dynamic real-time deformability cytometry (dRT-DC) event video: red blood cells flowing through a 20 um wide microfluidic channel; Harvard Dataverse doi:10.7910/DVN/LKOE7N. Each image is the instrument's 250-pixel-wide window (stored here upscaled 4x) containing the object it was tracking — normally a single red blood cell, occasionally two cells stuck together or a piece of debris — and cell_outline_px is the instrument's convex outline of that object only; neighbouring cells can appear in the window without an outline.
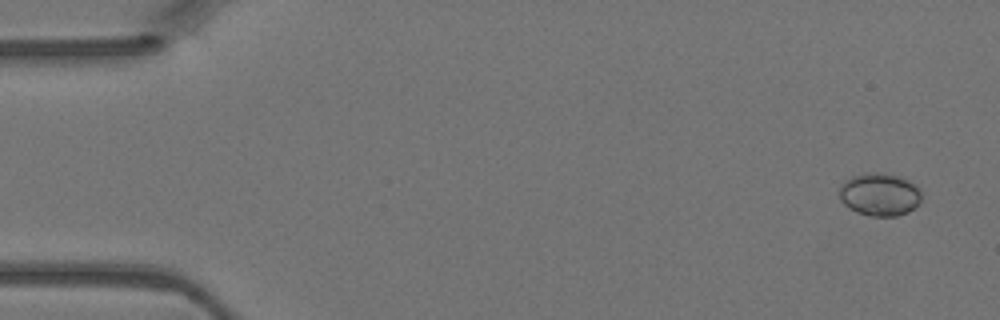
{"species": "Egyptian fruit bat (a non-hibernating species)", "species_latin": "Rousettus aegyptiacus", "temperature_condition": "warm", "stored_images_in_passage": 4, "camera_frame_rate_fps": 3000, "um_per_image_px": 0.085, "animal": {"sex": "female"}, "frame": {"image": 1, "passage_image": 1, "time_ms": 0.0, "image_size_px": [1000, 320], "cell_outline_px": [[920, 200], [908, 212], [896, 216], [868, 216], [856, 212], [848, 208], [840, 200], [840, 184], [844, 180], [852, 176], [864, 172], [876, 172], [900, 176], [916, 184], [920, 192]], "centroid_in_image_um": [74.72, 16.51], "position_along_channel_um": 10.3, "area_um2": 20.63}}
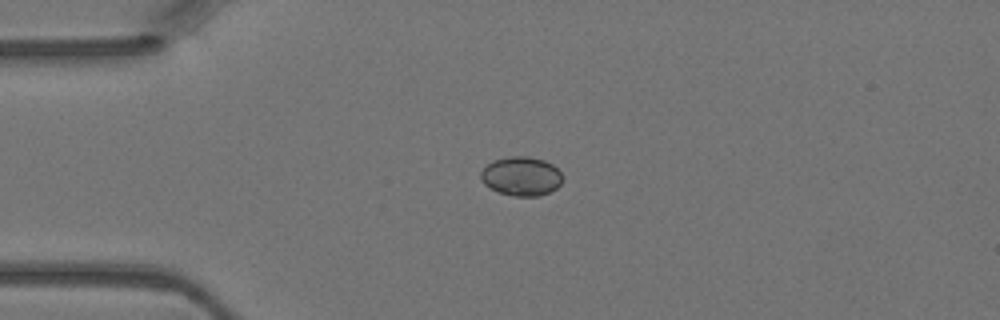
{"frame": {"image": 2, "passage_image": 3, "time_ms": 0.667, "image_size_px": [1000, 320], "cell_outline_px": [[560, 184], [556, 188], [540, 196], [512, 196], [500, 192], [484, 184], [480, 180], [480, 172], [492, 160], [508, 156], [528, 156], [544, 160], [552, 164], [560, 172]], "centroid_in_image_um": [44.28, 14.97], "position_along_channel_um": 40.7, "area_um2": 18.5}}
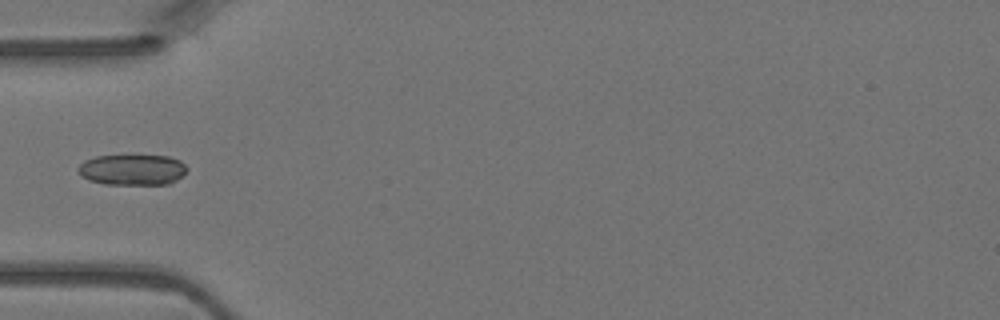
{"frame": {"image": 3, "passage_image": 4, "time_ms": 1.0, "image_size_px": [1000, 320], "cell_outline_px": [[188, 168], [176, 180], [168, 184], [104, 184], [88, 180], [80, 176], [76, 168], [84, 160], [96, 156], [168, 156], [180, 160]], "centroid_in_image_um": [11.2, 14.43], "position_along_channel_um": 73.8, "area_um2": 19.48}}